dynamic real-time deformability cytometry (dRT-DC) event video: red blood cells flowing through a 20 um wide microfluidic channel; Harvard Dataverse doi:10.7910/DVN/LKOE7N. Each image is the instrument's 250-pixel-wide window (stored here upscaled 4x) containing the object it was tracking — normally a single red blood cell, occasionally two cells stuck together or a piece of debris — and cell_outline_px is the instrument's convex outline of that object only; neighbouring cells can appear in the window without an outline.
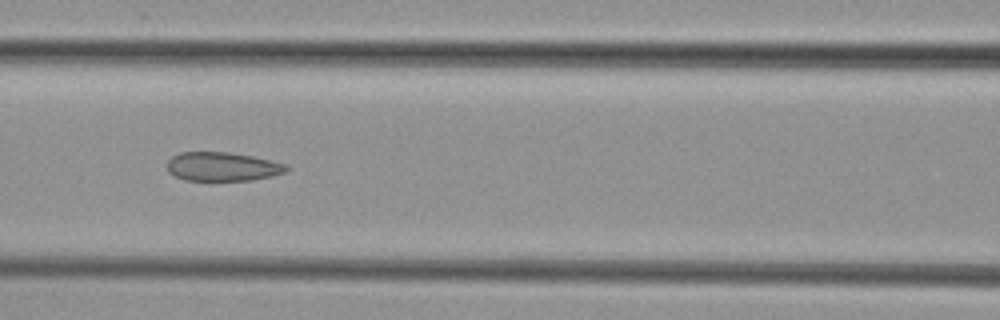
{"species": "common noctule bat (a hibernating species)", "species_latin": "Nyctalus noctula", "temperature_condition": "cold", "stored_images_in_passage": 5, "camera_frame_rate_fps": 3000, "um_per_image_px": 0.085, "animal": {"sex": "female", "body_mass_g": 29.2, "forearm_length_mm": 56.3}, "frame": {"image": 1, "passage_image": 3, "time_ms": 2.333, "image_size_px": [1000, 320], "cell_outline_px": [[288, 168], [284, 172], [272, 176], [252, 180], [184, 180], [168, 172], [168, 160], [172, 156], [180, 152], [228, 152], [252, 156], [272, 160], [288, 164]], "centroid_in_image_um": [18.92, 14.15], "position_along_channel_um": 147.7, "area_um2": 20.06}}
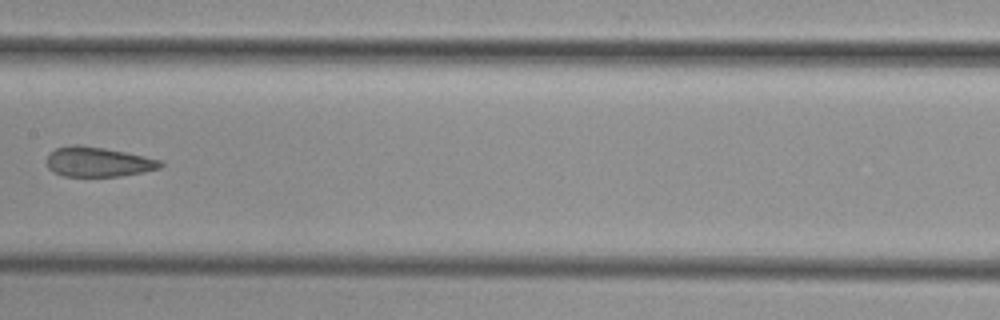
{"frame": {"image": 2, "passage_image": 4, "time_ms": 3.667, "image_size_px": [1000, 320], "cell_outline_px": [[164, 164], [160, 168], [144, 172], [120, 176], [64, 176], [52, 172], [48, 168], [48, 152], [56, 148], [72, 144], [80, 144], [104, 148], [164, 160]], "centroid_in_image_um": [8.35, 13.75], "position_along_channel_um": 199.1, "area_um2": 19.88}}
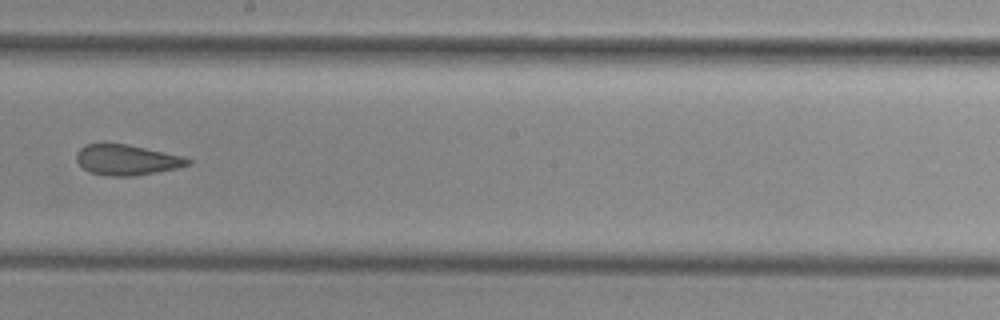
{"frame": {"image": 3, "passage_image": 5, "time_ms": 4.667, "image_size_px": [1000, 320], "cell_outline_px": [[192, 164], [180, 168], [136, 176], [108, 176], [88, 172], [76, 160], [76, 152], [84, 144], [128, 144], [184, 156], [192, 160]], "centroid_in_image_um": [10.82, 13.6], "position_along_channel_um": 237.4, "area_um2": 20.06}}